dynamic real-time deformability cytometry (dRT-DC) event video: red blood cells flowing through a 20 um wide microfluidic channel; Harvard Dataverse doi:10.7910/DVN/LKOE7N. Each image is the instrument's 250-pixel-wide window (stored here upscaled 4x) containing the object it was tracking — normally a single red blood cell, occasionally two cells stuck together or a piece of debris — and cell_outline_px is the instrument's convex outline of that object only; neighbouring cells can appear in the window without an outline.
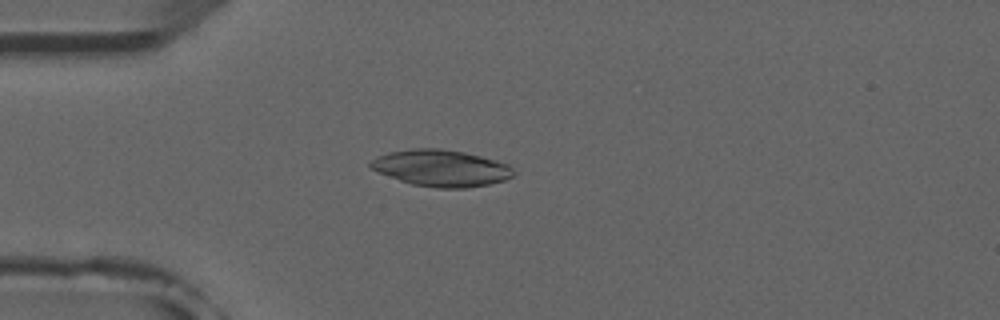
{"species": "common noctule bat (a hibernating species)", "species_latin": "Nyctalus noctula", "temperature_condition": "room temperature", "stored_images_in_passage": 4, "camera_frame_rate_fps": 3000, "um_per_image_px": 0.085, "animal": {"sex": "male", "forearm_length_mm": 52.5}, "frame": {"image": 1, "passage_image": 4, "time_ms": 3.333, "image_size_px": [1000, 320], "cell_outline_px": [[516, 172], [512, 176], [504, 180], [488, 184], [468, 188], [436, 188], [412, 184], [400, 180], [380, 172], [372, 168], [368, 164], [376, 156], [388, 152], [412, 148], [440, 148], [464, 152], [480, 156], [508, 164]], "centroid_in_image_um": [37.5, 14.28], "position_along_channel_um": 47.5, "area_um2": 30.35}}